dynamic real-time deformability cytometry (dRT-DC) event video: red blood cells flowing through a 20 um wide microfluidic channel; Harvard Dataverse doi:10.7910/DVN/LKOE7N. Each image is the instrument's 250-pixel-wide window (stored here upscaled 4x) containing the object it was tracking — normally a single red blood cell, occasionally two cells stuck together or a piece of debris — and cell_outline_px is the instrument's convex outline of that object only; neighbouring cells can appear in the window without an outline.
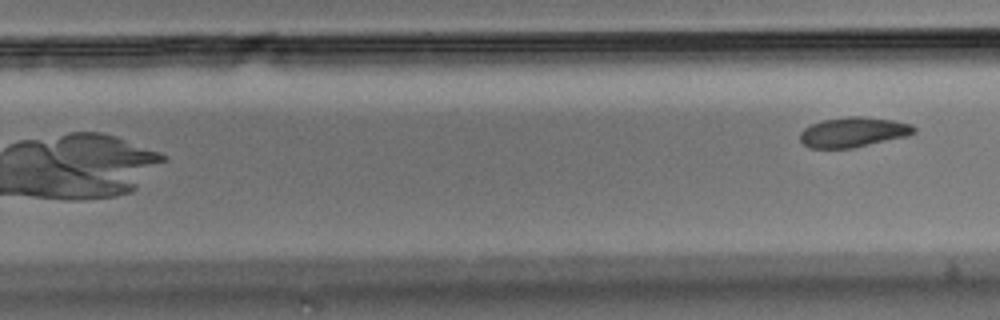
{"species": "Egyptian fruit bat (a non-hibernating species)", "species_latin": "Rousettus aegyptiacus", "temperature_condition": "room temperature", "stored_images_in_passage": 10, "camera_frame_rate_fps": 3000, "um_per_image_px": 0.085, "animal": {"sex": "male"}, "frame": {"image": 1, "passage_image": 10, "time_ms": 3.0, "image_size_px": [1000, 320], "cell_outline_px": [[916, 132], [908, 136], [852, 148], [808, 148], [800, 140], [800, 132], [804, 128], [812, 124], [824, 120], [848, 116], [864, 116], [892, 120], [912, 124], [916, 128]], "centroid_in_image_um": [72.54, 11.23], "position_along_channel_um": 257.3, "area_um2": 19.94}}